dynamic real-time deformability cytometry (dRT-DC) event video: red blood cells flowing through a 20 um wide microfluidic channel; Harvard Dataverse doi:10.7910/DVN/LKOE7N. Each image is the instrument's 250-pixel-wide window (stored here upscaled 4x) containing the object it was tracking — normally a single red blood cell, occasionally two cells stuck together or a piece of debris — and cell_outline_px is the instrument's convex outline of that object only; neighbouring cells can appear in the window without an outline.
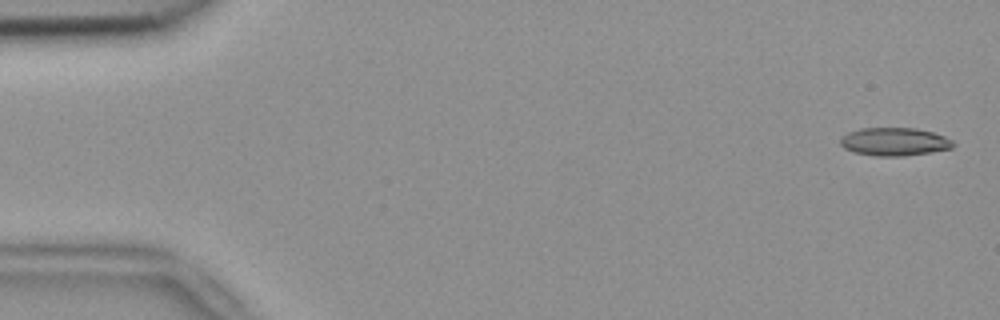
{"species": "common noctule bat (a hibernating species)", "species_latin": "Nyctalus noctula", "temperature_condition": "room temperature", "stored_images_in_passage": 54, "camera_frame_rate_fps": 3000, "um_per_image_px": 0.085, "animal": {"sex": "female", "body_mass_g": 18.4}, "frame": {"image": 1, "passage_image": 2, "time_ms": 0.333, "image_size_px": [1000, 320], "cell_outline_px": [[956, 144], [952, 148], [904, 156], [876, 156], [852, 152], [844, 148], [840, 144], [840, 140], [848, 132], [860, 128], [916, 128], [932, 132], [944, 136], [952, 140]], "centroid_in_image_um": [76.02, 12.04], "position_along_channel_um": 9.0, "area_um2": 18.44}}
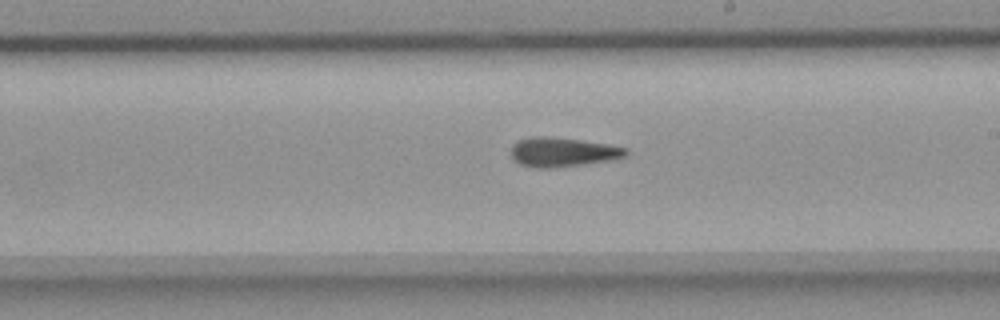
{"frame": {"image": 2, "passage_image": 31, "time_ms": 10.0, "image_size_px": [1000, 320], "cell_outline_px": [[628, 152], [624, 156], [612, 160], [584, 164], [552, 168], [532, 168], [520, 164], [512, 156], [512, 144], [520, 140], [532, 136], [548, 136], [580, 140], [608, 144], [628, 148]], "centroid_in_image_um": [47.83, 12.93], "position_along_channel_um": 241.2, "area_um2": 19.59}}
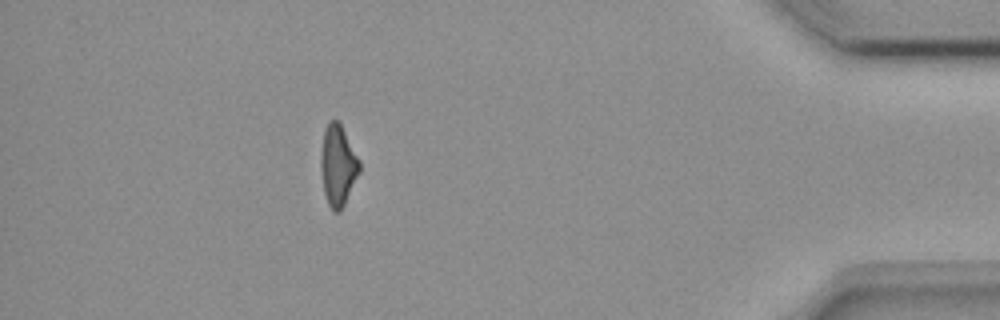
{"frame": {"image": 3, "passage_image": 48, "time_ms": 15.667, "image_size_px": [1000, 320], "cell_outline_px": [[360, 172], [340, 212], [332, 212], [328, 204], [324, 192], [320, 172], [320, 156], [324, 128], [328, 120], [336, 120], [340, 124], [360, 160]], "centroid_in_image_um": [28.7, 14.07], "position_along_channel_um": 406.5, "area_um2": 18.32}, "authors_computed_cell_mechanics": {"area_um2": 18.6694, "velocity_mm_per_s": 3.7995, "shape_relaxation_time_tau1_ms": null, "shape_relaxation_time_tau2_ms": 8.1786, "deformation_change_tau1": null, "deformation_change_tau2": 0.2104}}